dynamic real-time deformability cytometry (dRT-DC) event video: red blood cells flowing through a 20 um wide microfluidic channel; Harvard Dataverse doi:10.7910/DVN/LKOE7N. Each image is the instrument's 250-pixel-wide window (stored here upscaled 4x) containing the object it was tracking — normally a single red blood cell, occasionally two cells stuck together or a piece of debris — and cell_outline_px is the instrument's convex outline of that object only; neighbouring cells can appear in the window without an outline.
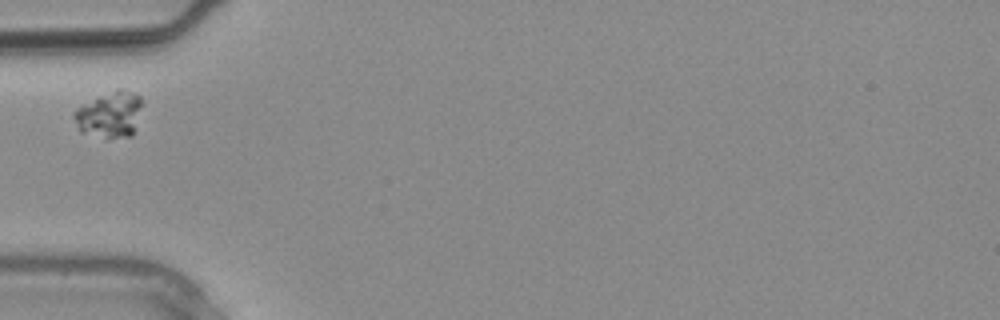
{"species": "common noctule bat (a hibernating species)", "species_latin": "Nyctalus noctula", "temperature_condition": "warm", "stored_images_in_passage": 20, "camera_frame_rate_fps": 3000, "um_per_image_px": 0.085, "animal": {"sex": "male", "body_mass_g": 20.4}, "frame": {"image": 1, "passage_image": 1, "time_ms": 0.0, "image_size_px": [1000, 320], "cell_outline_px": [[140, 108], [132, 136], [108, 136], [80, 132], [72, 116], [72, 112], [76, 108], [116, 88], [120, 88], [132, 92], [140, 96]], "centroid_in_image_um": [9.28, 9.7], "position_along_channel_um": 75.7, "area_um2": 17.63}}